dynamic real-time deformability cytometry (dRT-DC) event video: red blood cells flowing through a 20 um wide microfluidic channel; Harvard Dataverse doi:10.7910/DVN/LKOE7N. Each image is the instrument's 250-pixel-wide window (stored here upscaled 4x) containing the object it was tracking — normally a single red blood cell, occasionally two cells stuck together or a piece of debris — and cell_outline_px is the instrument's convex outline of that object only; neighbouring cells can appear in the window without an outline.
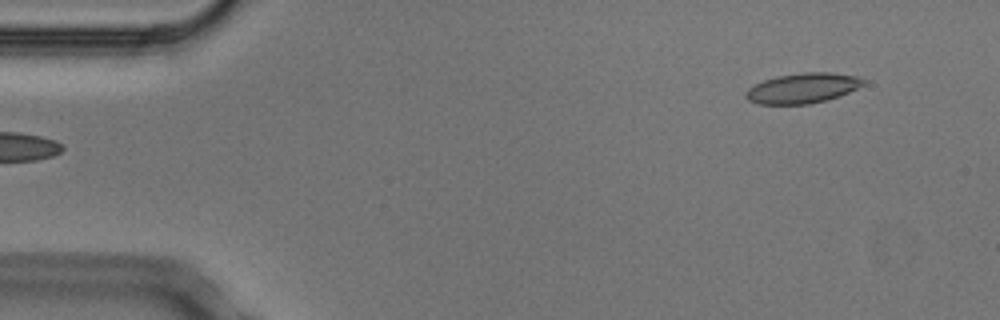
{"species": "Egyptian fruit bat (a non-hibernating species)", "species_latin": "Rousettus aegyptiacus", "temperature_condition": "cold", "stored_images_in_passage": 5, "segment_of_instrument_passage": [2, 2], "camera_frame_rate_fps": 3000, "um_per_image_px": 0.085, "animal": {"sex": "male"}, "frame": {"image": 1, "passage_image": 5, "time_ms": 1.333, "image_size_px": [1000, 320], "cell_outline_px": [[864, 84], [840, 96], [808, 104], [760, 104], [748, 100], [744, 96], [748, 88], [764, 80], [776, 76], [804, 72], [832, 72], [856, 76], [864, 80]], "centroid_in_image_um": [68.2, 7.49], "position_along_channel_um": 16.8, "area_um2": 20.46}}